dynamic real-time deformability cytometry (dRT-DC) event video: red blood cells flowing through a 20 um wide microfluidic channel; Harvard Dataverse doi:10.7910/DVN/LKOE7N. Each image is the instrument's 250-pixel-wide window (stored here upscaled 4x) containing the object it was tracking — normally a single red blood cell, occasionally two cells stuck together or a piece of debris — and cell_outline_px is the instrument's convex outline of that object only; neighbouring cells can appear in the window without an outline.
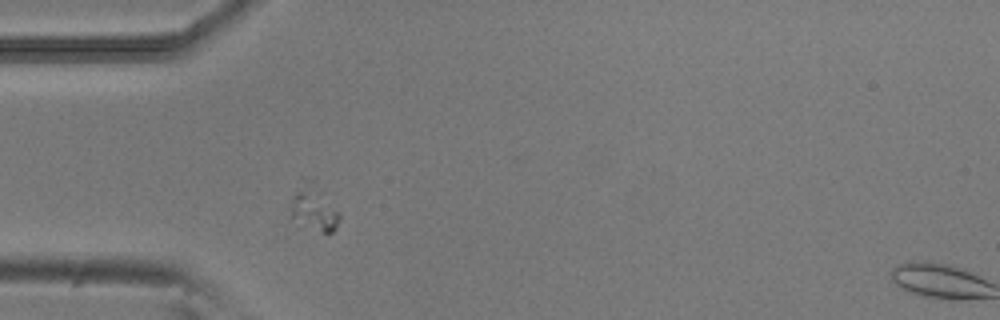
{"species": "common noctule bat (a hibernating species)", "species_latin": "Nyctalus noctula", "temperature_condition": "room temperature", "stored_images_in_passage": 4, "camera_frame_rate_fps": 3000, "um_per_image_px": 0.085, "animal": {"sex": "male", "body_mass_g": 20.5, "forearm_length_mm": 52.5}, "frame": {"image": 1, "passage_image": 1, "time_ms": 0.0, "image_size_px": [1000, 320], "cell_outline_px": [[340, 220], [336, 228], [328, 236], [292, 216], [292, 200], [300, 176], [304, 176], [312, 180], [340, 212]], "centroid_in_image_um": [26.72, 17.61], "position_along_channel_um": 58.3, "area_um2": 12.77}}